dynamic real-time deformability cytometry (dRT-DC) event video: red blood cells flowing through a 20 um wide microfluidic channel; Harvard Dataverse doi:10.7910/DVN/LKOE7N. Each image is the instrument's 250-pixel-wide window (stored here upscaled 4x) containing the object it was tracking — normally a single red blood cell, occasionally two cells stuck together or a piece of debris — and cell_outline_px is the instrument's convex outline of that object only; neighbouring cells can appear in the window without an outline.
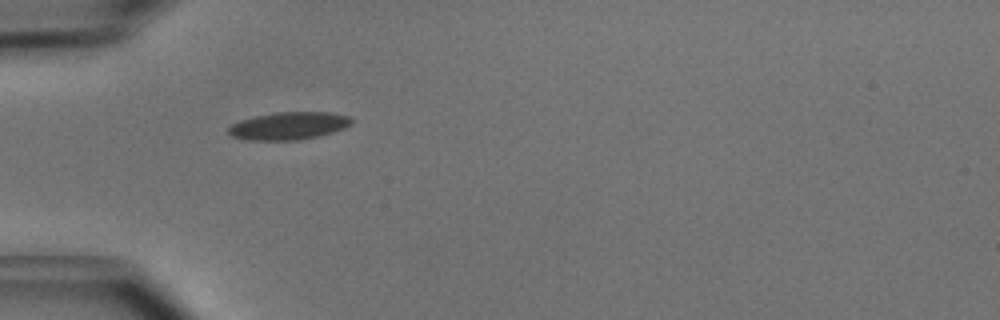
{"species": "common noctule bat (a hibernating species)", "species_latin": "Nyctalus noctula", "temperature_condition": "cold", "stored_images_in_passage": 35, "camera_frame_rate_fps": 3000, "um_per_image_px": 0.085, "animal": {"sex": "male", "body_mass_g": 15.6}, "frame": {"image": 1, "passage_image": 1, "time_ms": 0.0, "image_size_px": [1000, 320], "cell_outline_px": [[352, 124], [344, 128], [320, 136], [300, 140], [248, 140], [232, 136], [228, 132], [228, 128], [232, 124], [240, 120], [256, 116], [276, 112], [332, 112], [348, 116], [352, 120]], "centroid_in_image_um": [24.56, 10.69], "position_along_channel_um": 60.4, "area_um2": 19.83}}
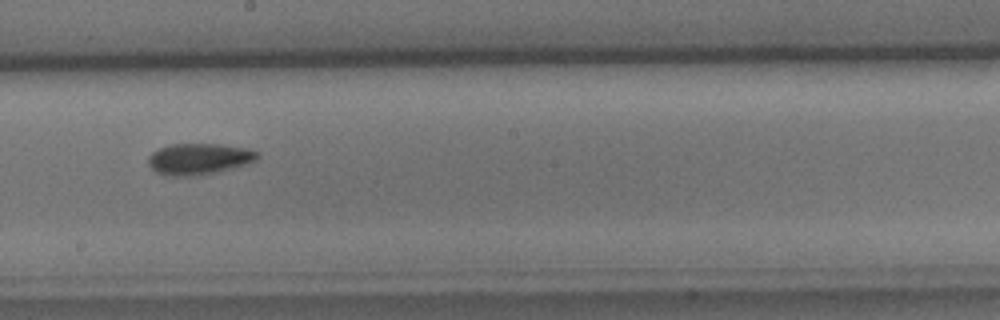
{"frame": {"image": 2, "passage_image": 14, "time_ms": 4.333, "image_size_px": [1000, 320], "cell_outline_px": [[260, 156], [256, 160], [244, 164], [216, 172], [192, 176], [168, 176], [156, 172], [148, 164], [148, 156], [152, 152], [160, 148], [172, 144], [220, 144], [244, 148], [260, 152]], "centroid_in_image_um": [16.89, 13.5], "position_along_channel_um": 231.3, "area_um2": 19.71}}
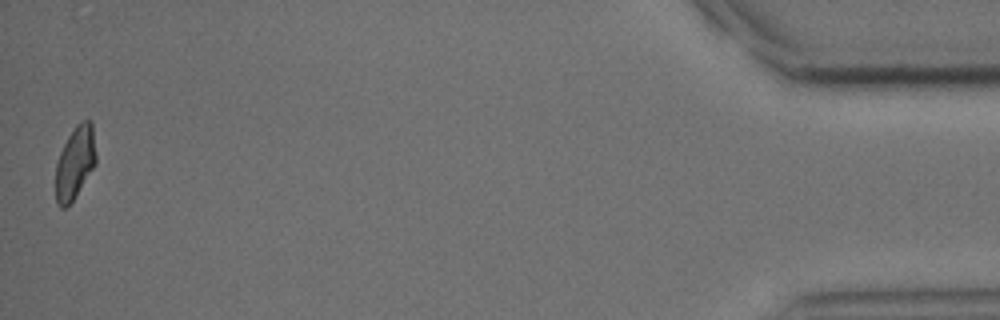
{"frame": {"image": 3, "passage_image": 35, "time_ms": 11.333, "image_size_px": [1000, 320], "cell_outline_px": [[96, 164], [72, 200], [64, 208], [60, 208], [56, 204], [56, 164], [60, 152], [68, 136], [76, 124], [84, 120], [88, 120], [92, 124], [96, 152]], "centroid_in_image_um": [6.38, 13.82], "position_along_channel_um": 428.8, "area_um2": 16.88}, "authors_computed_cell_mechanics": {"area_um2": 18.2648, "velocity_mm_per_s": 4.0318, "shape_relaxation_time_tau1_ms": 4.1915, "shape_relaxation_time_tau2_ms": null, "deformation_change_tau1": 0.0948, "deformation_change_tau2": null}}